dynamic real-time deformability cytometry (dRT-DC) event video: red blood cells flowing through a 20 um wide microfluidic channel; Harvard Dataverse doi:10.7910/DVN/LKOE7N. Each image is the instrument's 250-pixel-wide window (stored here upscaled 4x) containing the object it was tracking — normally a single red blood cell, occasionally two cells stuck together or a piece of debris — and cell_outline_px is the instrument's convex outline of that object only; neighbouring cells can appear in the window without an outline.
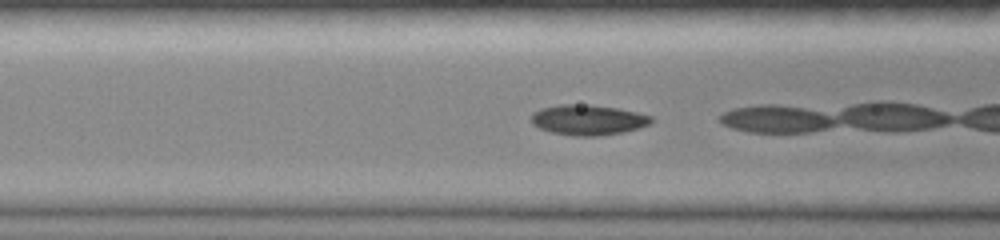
{"species": "common noctule bat (a hibernating species)", "species_latin": "Nyctalus noctula", "temperature_condition": "room temperature", "stored_images_in_passage": 27, "camera_frame_rate_fps": 3000, "um_per_image_px": 0.085, "animal": {"sex": "female", "body_mass_g": 19.0, "forearm_length_mm": 51.5}, "frame": {"image": 1, "passage_image": 18, "time_ms": 4.667, "image_size_px": [1000, 240], "cell_outline_px": [[652, 120], [648, 124], [636, 128], [620, 132], [596, 136], [572, 136], [552, 132], [540, 128], [532, 124], [532, 112], [540, 108], [560, 104], [588, 104], [616, 108], [636, 112], [652, 116]], "centroid_in_image_um": [49.92, 10.18], "position_along_channel_um": 116.7, "area_um2": 20.98}}